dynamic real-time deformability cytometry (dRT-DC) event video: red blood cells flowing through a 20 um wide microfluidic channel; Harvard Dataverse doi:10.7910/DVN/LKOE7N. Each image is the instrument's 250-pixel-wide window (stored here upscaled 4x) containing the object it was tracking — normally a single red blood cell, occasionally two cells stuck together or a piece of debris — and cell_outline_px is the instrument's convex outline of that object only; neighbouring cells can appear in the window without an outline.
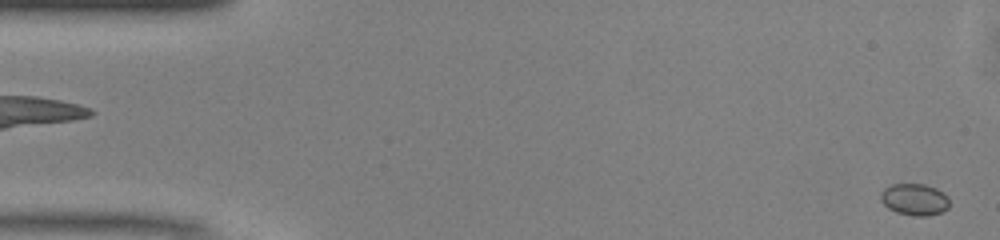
{"species": "common noctule bat (a hibernating species)", "species_latin": "Nyctalus noctula", "temperature_condition": "warm", "stored_images_in_passage": 12, "camera_frame_rate_fps": 3000, "um_per_image_px": 0.085, "animal": {"sex": "male", "body_mass_g": 13.0, "forearm_length_mm": 53.1}, "frame": {"image": 1, "passage_image": 1, "time_ms": 0.0, "image_size_px": [1000, 240], "cell_outline_px": [[948, 208], [940, 212], [928, 216], [912, 216], [896, 212], [888, 208], [880, 200], [880, 192], [884, 188], [892, 184], [924, 184], [936, 188], [948, 196]], "centroid_in_image_um": [77.71, 16.95], "position_along_channel_um": 7.3, "area_um2": 12.77}}
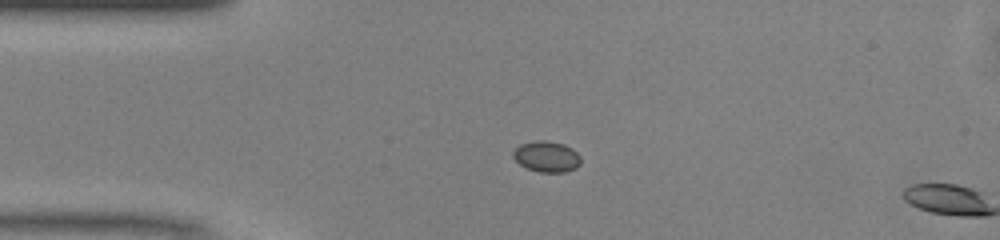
{"frame": {"image": 2, "passage_image": 11, "time_ms": 3.333, "image_size_px": [1000, 240], "cell_outline_px": [[580, 164], [576, 168], [564, 172], [540, 172], [528, 168], [520, 164], [512, 156], [512, 152], [520, 144], [536, 140], [544, 140], [564, 144], [572, 148], [580, 156]], "centroid_in_image_um": [46.47, 13.3], "position_along_channel_um": 38.5, "area_um2": 12.14}}